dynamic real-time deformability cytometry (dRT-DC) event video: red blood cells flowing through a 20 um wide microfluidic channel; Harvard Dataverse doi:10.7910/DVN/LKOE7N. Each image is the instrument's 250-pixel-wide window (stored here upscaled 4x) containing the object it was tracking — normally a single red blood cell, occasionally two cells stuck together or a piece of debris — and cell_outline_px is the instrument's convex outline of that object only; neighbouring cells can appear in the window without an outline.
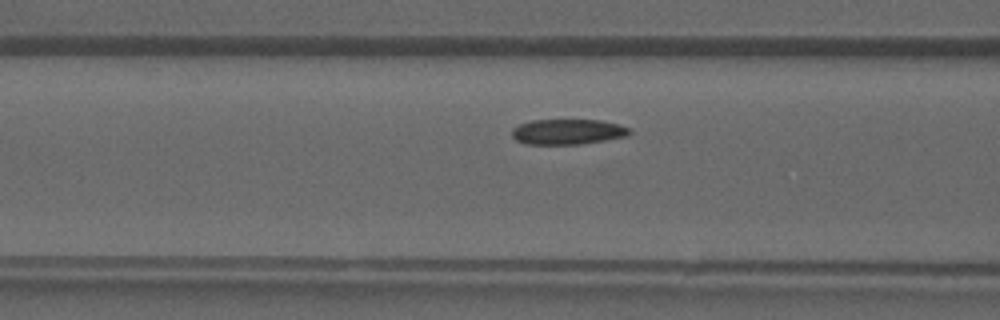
{"species": "common noctule bat (a hibernating species)", "species_latin": "Nyctalus noctula", "temperature_condition": "warm", "stored_images_in_passage": 27, "camera_frame_rate_fps": 3000, "um_per_image_px": 0.085, "animal": {"sex": "male", "forearm_length_mm": 52.5}, "frame": {"image": 1, "passage_image": 6, "time_ms": 1.667, "image_size_px": [1000, 320], "cell_outline_px": [[632, 132], [628, 136], [580, 144], [524, 144], [516, 140], [512, 136], [512, 128], [520, 124], [532, 120], [600, 120], [620, 124], [632, 128]], "centroid_in_image_um": [48.29, 11.2], "position_along_channel_um": 118.3, "area_um2": 17.51}}
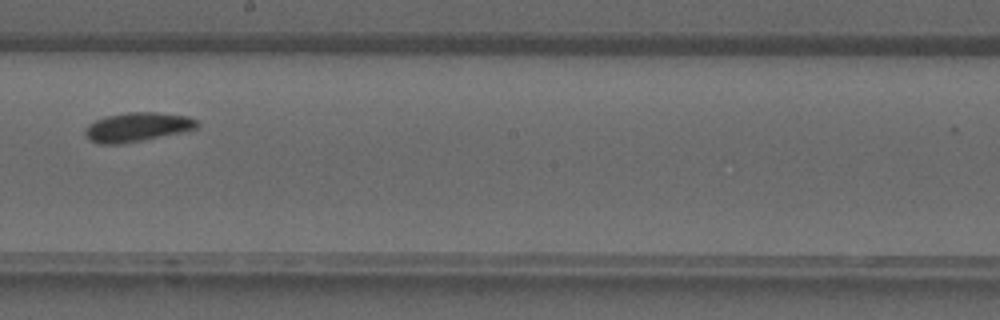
{"frame": {"image": 2, "passage_image": 13, "time_ms": 4.0, "image_size_px": [1000, 320], "cell_outline_px": [[200, 124], [196, 128], [180, 132], [120, 144], [100, 144], [92, 140], [84, 132], [84, 128], [88, 124], [104, 116], [128, 112], [156, 112], [188, 116], [196, 120]], "centroid_in_image_um": [11.65, 10.78], "position_along_channel_um": 236.6, "area_um2": 18.73}}
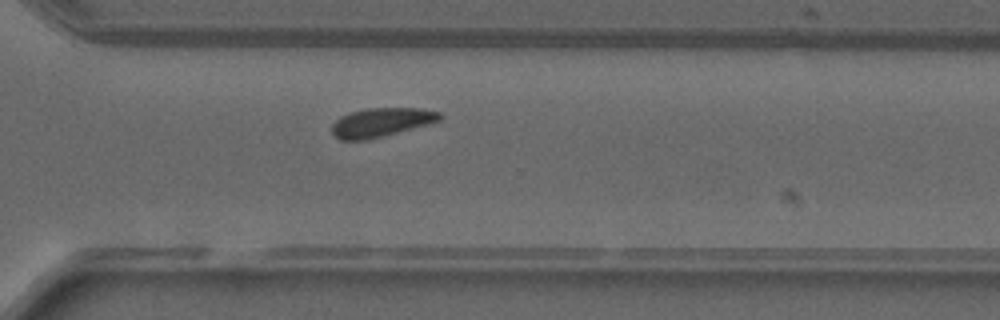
{"frame": {"image": 3, "passage_image": 19, "time_ms": 6.0, "image_size_px": [1000, 320], "cell_outline_px": [[444, 116], [440, 120], [428, 124], [364, 140], [340, 140], [332, 136], [332, 124], [340, 116], [348, 112], [364, 108], [420, 108], [440, 112]], "centroid_in_image_um": [32.36, 10.38], "position_along_channel_um": 338.2, "area_um2": 18.15}}